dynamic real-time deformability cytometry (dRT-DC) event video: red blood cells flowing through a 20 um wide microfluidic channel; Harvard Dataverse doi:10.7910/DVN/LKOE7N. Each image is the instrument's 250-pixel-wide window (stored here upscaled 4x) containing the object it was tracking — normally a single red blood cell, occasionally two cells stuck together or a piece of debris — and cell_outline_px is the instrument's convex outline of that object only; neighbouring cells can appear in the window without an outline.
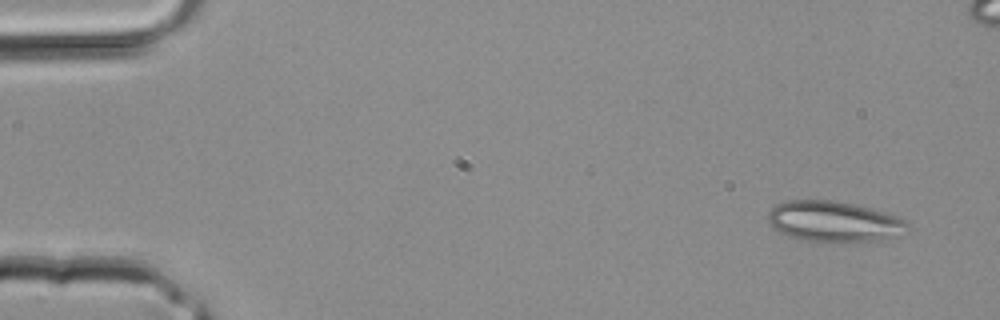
{"species": "common noctule bat (a hibernating species)", "species_latin": "Nyctalus noctula", "temperature_condition": "room temperature", "stored_images_in_passage": 4, "camera_frame_rate_fps": 3000, "um_per_image_px": 0.085, "animal": {"sex": "male", "body_mass_g": 20.4}, "frame": {"image": 1, "passage_image": 1, "time_ms": 0.0, "image_size_px": [1000, 320], "cell_outline_px": [[908, 224], [884, 240], [800, 240], [788, 236], [772, 228], [768, 224], [768, 212], [776, 204], [788, 200], [832, 200], [852, 204], [884, 212], [896, 216], [904, 220]], "centroid_in_image_um": [70.73, 18.79], "position_along_channel_um": 14.3, "area_um2": 31.91}}